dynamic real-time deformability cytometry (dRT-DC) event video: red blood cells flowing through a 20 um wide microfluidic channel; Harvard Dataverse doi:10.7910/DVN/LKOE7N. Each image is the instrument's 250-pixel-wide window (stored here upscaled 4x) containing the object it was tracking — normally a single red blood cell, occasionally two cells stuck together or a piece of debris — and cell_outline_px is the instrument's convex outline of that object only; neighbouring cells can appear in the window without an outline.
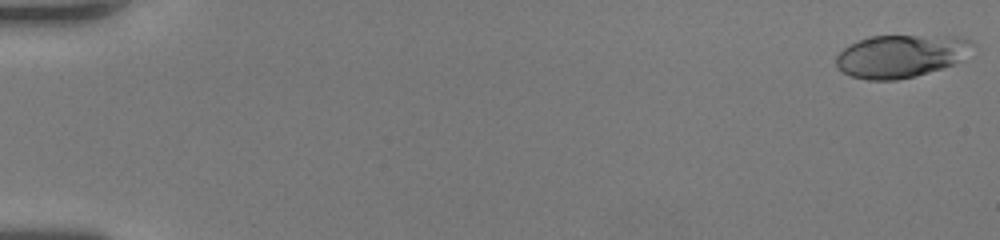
{"species": "human", "species_latin": "Homo sapiens", "temperature_condition": "room temperature", "stored_images_in_passage": 63, "camera_frame_rate_fps": 3000, "um_per_image_px": 0.085, "donor": {"sex": "female"}, "frame": {"image": 1, "passage_image": 1, "time_ms": 0.0, "image_size_px": [1000, 240], "cell_outline_px": [[976, 44], [960, 60], [952, 64], [916, 76], [896, 80], [868, 80], [852, 76], [836, 68], [836, 56], [844, 48], [860, 40], [872, 36], [960, 36], [972, 40]], "centroid_in_image_um": [76.58, 4.76], "position_along_channel_um": 8.4, "area_um2": 33.81}}
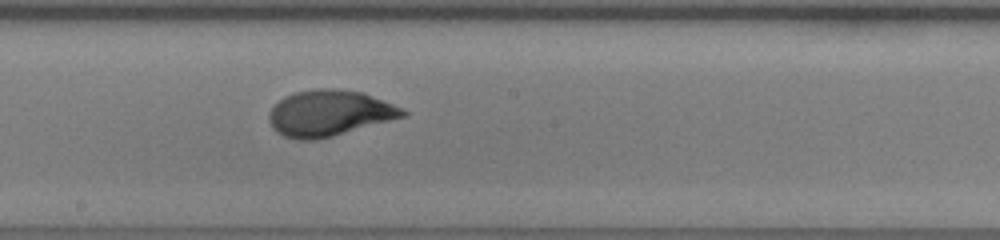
{"frame": {"image": 2, "passage_image": 36, "time_ms": 11.667, "image_size_px": [1000, 240], "cell_outline_px": [[408, 116], [332, 136], [316, 140], [296, 140], [284, 136], [276, 132], [272, 128], [268, 120], [268, 112], [284, 96], [296, 92], [316, 88], [336, 88], [364, 92], [392, 104], [408, 112]], "centroid_in_image_um": [27.98, 9.62], "position_along_channel_um": 220.2, "area_um2": 36.01}}
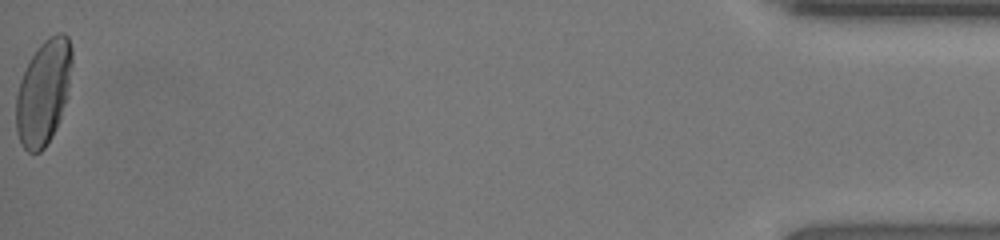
{"frame": {"image": 3, "passage_image": 63, "time_ms": 20.667, "image_size_px": [1000, 240], "cell_outline_px": [[72, 64], [68, 96], [60, 120], [52, 136], [44, 148], [40, 152], [28, 152], [20, 144], [16, 132], [16, 96], [20, 80], [32, 56], [40, 44], [48, 36], [56, 32], [64, 32], [68, 36], [72, 48]], "centroid_in_image_um": [3.71, 7.83], "position_along_channel_um": 431.5, "area_um2": 34.56}}